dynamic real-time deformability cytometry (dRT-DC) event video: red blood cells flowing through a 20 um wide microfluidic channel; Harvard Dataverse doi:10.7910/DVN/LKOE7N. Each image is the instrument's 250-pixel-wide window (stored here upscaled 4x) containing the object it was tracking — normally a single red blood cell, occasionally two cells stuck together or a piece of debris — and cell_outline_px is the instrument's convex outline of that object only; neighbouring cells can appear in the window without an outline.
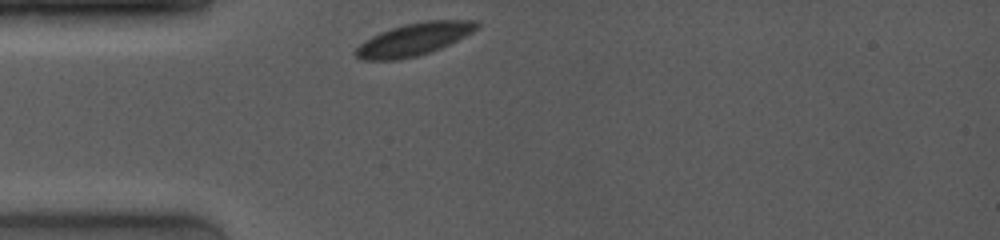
{"species": "common noctule bat (a hibernating species)", "species_latin": "Nyctalus noctula", "temperature_condition": "room temperature", "stored_images_in_passage": 26, "camera_frame_rate_fps": 4000, "um_per_image_px": 0.085, "animal": {"sex": "female", "body_mass_g": 19.0, "forearm_length_mm": 53.3}, "frame": {"image": 1, "passage_image": 1, "time_ms": 0.0, "image_size_px": [1000, 240], "cell_outline_px": [[480, 24], [472, 32], [440, 48], [416, 56], [400, 60], [360, 60], [352, 52], [364, 40], [380, 32], [404, 24], [428, 20], [476, 20]], "centroid_in_image_um": [35.13, 3.35], "position_along_channel_um": 49.9, "area_um2": 22.77}}
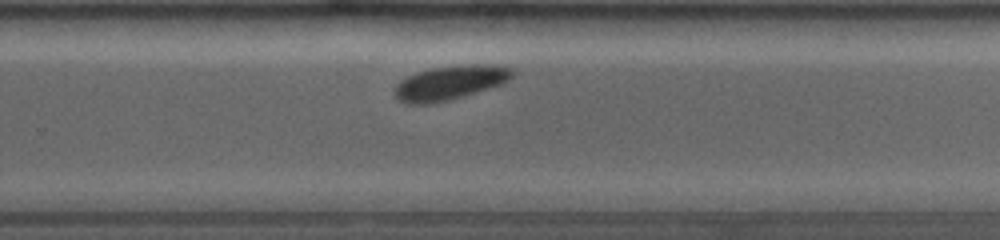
{"frame": {"image": 2, "passage_image": 18, "time_ms": 6.5, "image_size_px": [1000, 240], "cell_outline_px": [[516, 72], [508, 80], [500, 84], [448, 100], [428, 104], [408, 104], [400, 100], [392, 92], [396, 84], [400, 80], [416, 72], [432, 68], [460, 64], [488, 64], [512, 68]], "centroid_in_image_um": [38.22, 7.01], "position_along_channel_um": 291.6, "area_um2": 23.35}}
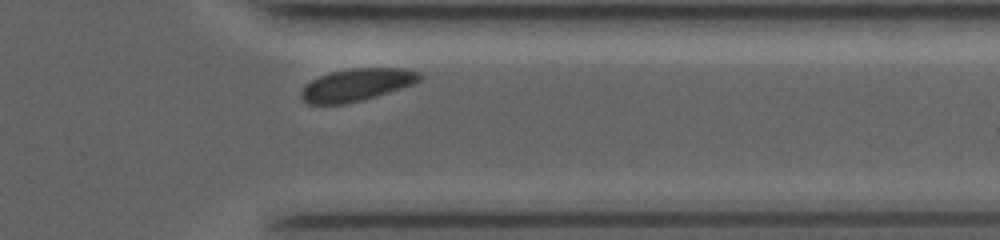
{"frame": {"image": 3, "passage_image": 24, "time_ms": 8.75, "image_size_px": [1000, 240], "cell_outline_px": [[424, 76], [420, 80], [412, 84], [376, 96], [344, 104], [308, 104], [300, 96], [300, 92], [312, 80], [320, 76], [332, 72], [352, 68], [404, 68], [420, 72]], "centroid_in_image_um": [30.34, 7.2], "position_along_channel_um": 381.1, "area_um2": 22.08}, "authors_computed_cell_mechanics": {"area_um2": 23.2645, "velocity_mm_per_s": 3.9083, "shape_relaxation_time_tau1_ms": 1.7715, "shape_relaxation_time_tau2_ms": null, "deformation_change_tau1": 0.0517, "deformation_change_tau2": null}}